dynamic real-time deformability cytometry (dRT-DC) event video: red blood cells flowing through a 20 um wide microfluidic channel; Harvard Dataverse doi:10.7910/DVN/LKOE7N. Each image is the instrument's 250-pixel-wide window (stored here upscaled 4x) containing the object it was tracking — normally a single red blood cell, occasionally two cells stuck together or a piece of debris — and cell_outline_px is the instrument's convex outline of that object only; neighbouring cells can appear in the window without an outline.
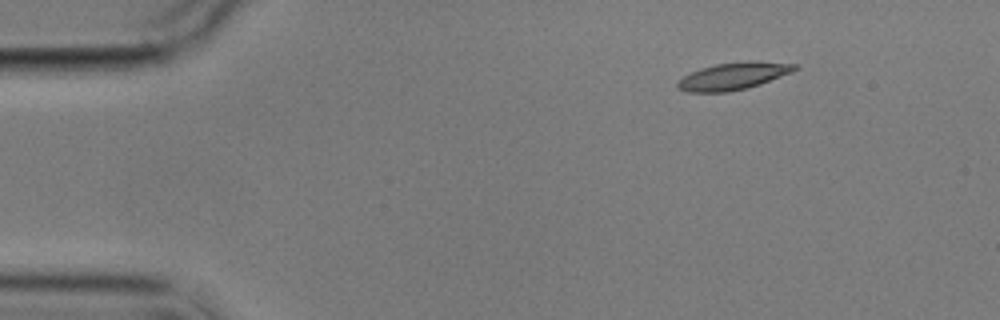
{"species": "common noctule bat (a hibernating species)", "species_latin": "Nyctalus noctula", "temperature_condition": "cold", "stored_images_in_passage": 4, "segment_of_instrument_passage": [1, 2], "camera_frame_rate_fps": 3000, "um_per_image_px": 0.085, "animal": {"sex": "male", "body_mass_g": 17.9}, "frame": {"image": 1, "passage_image": 1, "time_ms": 0.0, "image_size_px": [1000, 320], "cell_outline_px": [[800, 68], [792, 72], [760, 84], [748, 88], [728, 92], [688, 92], [676, 88], [676, 84], [684, 76], [700, 68], [716, 64], [748, 60], [796, 64]], "centroid_in_image_um": [62.34, 6.46], "position_along_channel_um": 22.7, "area_um2": 18.61}}